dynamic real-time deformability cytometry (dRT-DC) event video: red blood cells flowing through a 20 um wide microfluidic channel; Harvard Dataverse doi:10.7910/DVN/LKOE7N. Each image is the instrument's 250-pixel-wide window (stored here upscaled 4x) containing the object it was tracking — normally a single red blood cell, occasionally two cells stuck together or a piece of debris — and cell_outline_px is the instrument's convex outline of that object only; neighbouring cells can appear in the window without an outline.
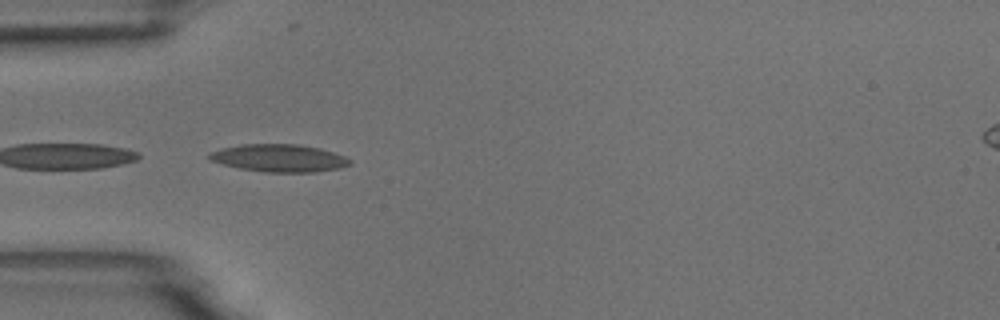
{"species": "common noctule bat (a hibernating species)", "species_latin": "Nyctalus noctula", "temperature_condition": "room temperature", "stored_images_in_passage": 6, "camera_frame_rate_fps": 3000, "um_per_image_px": 0.085, "animal": {"sex": "male", "body_mass_g": 18.8}, "frame": {"image": 1, "passage_image": 5, "time_ms": 4.667, "image_size_px": [1000, 320], "cell_outline_px": [[352, 164], [340, 168], [316, 172], [264, 172], [240, 168], [208, 160], [208, 156], [212, 152], [220, 148], [240, 144], [300, 144], [320, 148], [344, 156], [352, 160]], "centroid_in_image_um": [23.74, 13.43], "position_along_channel_um": 61.3, "area_um2": 22.66}}